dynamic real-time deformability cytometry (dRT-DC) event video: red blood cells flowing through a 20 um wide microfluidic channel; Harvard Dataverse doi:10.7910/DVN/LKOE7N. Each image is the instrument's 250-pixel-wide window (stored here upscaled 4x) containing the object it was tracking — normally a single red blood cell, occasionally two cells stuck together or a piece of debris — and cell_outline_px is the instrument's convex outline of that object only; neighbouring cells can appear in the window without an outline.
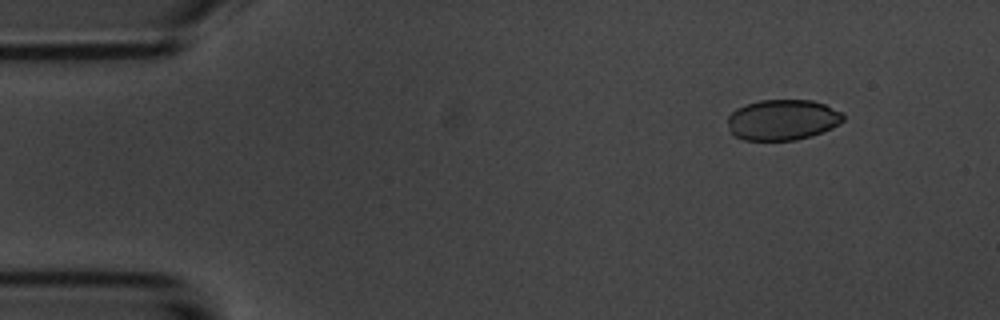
{"species": "common noctule bat (a hibernating species)", "species_latin": "Nyctalus noctula", "temperature_condition": "room temperature", "stored_images_in_passage": 3, "camera_frame_rate_fps": 3000, "um_per_image_px": 0.085, "animal": {"sex": "male", "body_mass_g": 20.1, "forearm_length_mm": 53.5}, "frame": {"image": 1, "passage_image": 1, "time_ms": 0.0, "image_size_px": [1000, 320], "cell_outline_px": [[844, 120], [840, 124], [832, 128], [812, 136], [796, 140], [744, 140], [732, 136], [728, 124], [728, 116], [736, 108], [760, 100], [812, 100], [824, 104], [840, 112], [844, 116]], "centroid_in_image_um": [66.5, 10.2], "position_along_channel_um": 18.5, "area_um2": 27.46}}